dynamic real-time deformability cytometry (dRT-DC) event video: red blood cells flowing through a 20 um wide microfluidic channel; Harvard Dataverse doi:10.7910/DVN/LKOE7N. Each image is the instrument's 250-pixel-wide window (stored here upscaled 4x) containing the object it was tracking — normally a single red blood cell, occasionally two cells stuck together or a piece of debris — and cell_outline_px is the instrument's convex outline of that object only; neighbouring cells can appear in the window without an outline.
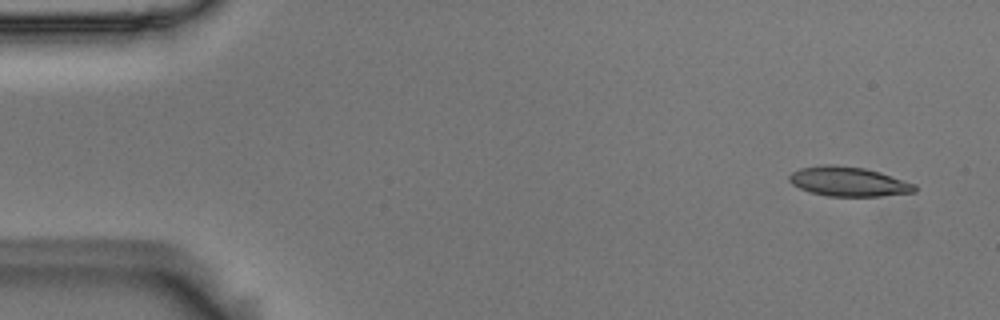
{"species": "Egyptian fruit bat (a non-hibernating species)", "species_latin": "Rousettus aegyptiacus", "temperature_condition": "room temperature", "stored_images_in_passage": 5, "camera_frame_rate_fps": 3000, "um_per_image_px": 0.085, "animal": {"sex": "male"}, "frame": {"image": 1, "passage_image": 1, "time_ms": 0.0, "image_size_px": [1000, 320], "cell_outline_px": [[916, 192], [880, 196], [828, 196], [812, 192], [800, 188], [792, 184], [788, 180], [788, 176], [792, 172], [800, 168], [820, 164], [836, 164], [864, 168], [880, 172], [916, 184]], "centroid_in_image_um": [72.11, 15.42], "position_along_channel_um": 12.9, "area_um2": 21.68}}
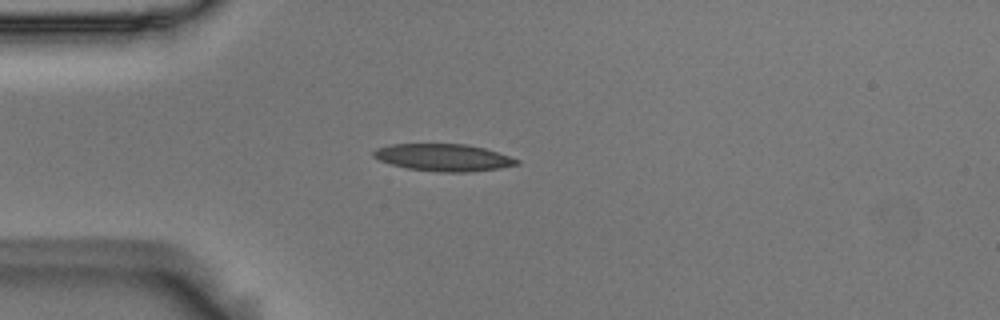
{"frame": {"image": 2, "passage_image": 4, "time_ms": 1.0, "image_size_px": [1000, 320], "cell_outline_px": [[520, 164], [500, 168], [468, 172], [440, 172], [408, 168], [392, 164], [380, 160], [372, 156], [372, 152], [376, 148], [388, 144], [468, 144], [484, 148], [520, 160]], "centroid_in_image_um": [37.68, 13.38], "position_along_channel_um": 47.3, "area_um2": 22.6}}